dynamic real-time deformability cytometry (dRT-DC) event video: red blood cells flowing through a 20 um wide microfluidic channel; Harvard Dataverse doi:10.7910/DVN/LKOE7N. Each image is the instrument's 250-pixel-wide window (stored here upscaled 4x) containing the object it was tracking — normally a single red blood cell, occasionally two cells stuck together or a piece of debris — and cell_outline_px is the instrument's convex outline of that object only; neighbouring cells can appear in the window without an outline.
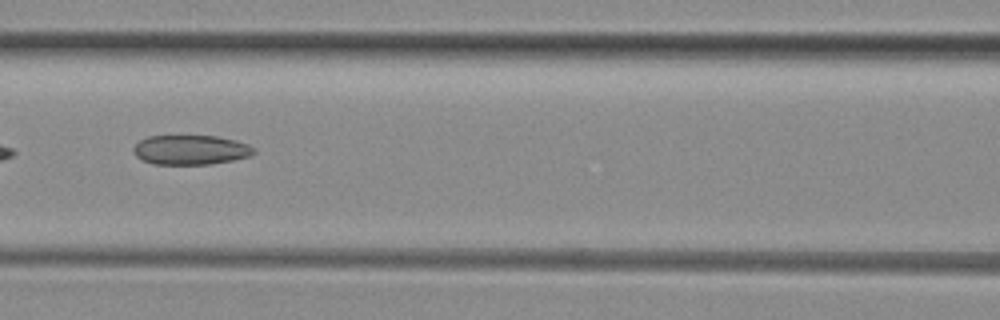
{"species": "common noctule bat (a hibernating species)", "species_latin": "Nyctalus noctula", "temperature_condition": "room temperature", "stored_images_in_passage": 5, "camera_frame_rate_fps": 3000, "um_per_image_px": 0.085, "animal": {"sex": "female", "body_mass_g": 29.2, "forearm_length_mm": 56.3}, "frame": {"image": 1, "passage_image": 3, "time_ms": 2.333, "image_size_px": [1000, 320], "cell_outline_px": [[256, 152], [248, 156], [232, 160], [208, 164], [152, 164], [136, 156], [132, 152], [132, 148], [140, 140], [148, 136], [216, 136], [236, 140], [248, 144], [256, 148]], "centroid_in_image_um": [16.2, 12.73], "position_along_channel_um": 150.4, "area_um2": 20.75}}
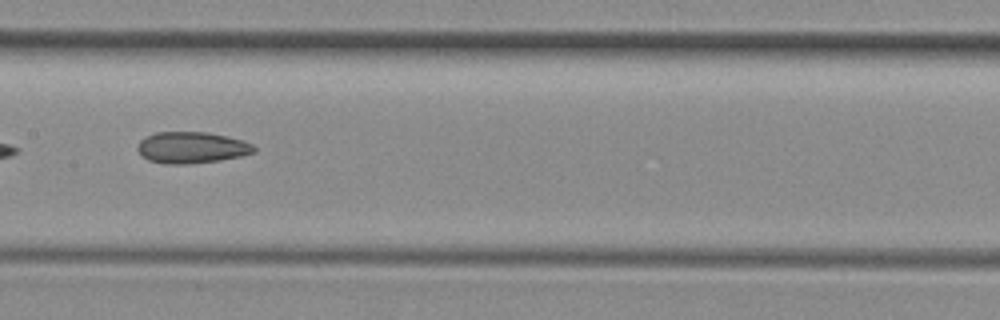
{"frame": {"image": 2, "passage_image": 4, "time_ms": 3.333, "image_size_px": [1000, 320], "cell_outline_px": [[256, 152], [240, 156], [220, 160], [188, 164], [164, 164], [148, 160], [136, 148], [140, 140], [156, 132], [204, 132], [244, 140], [252, 144], [256, 148]], "centroid_in_image_um": [16.3, 12.55], "position_along_channel_um": 191.1, "area_um2": 21.21}}
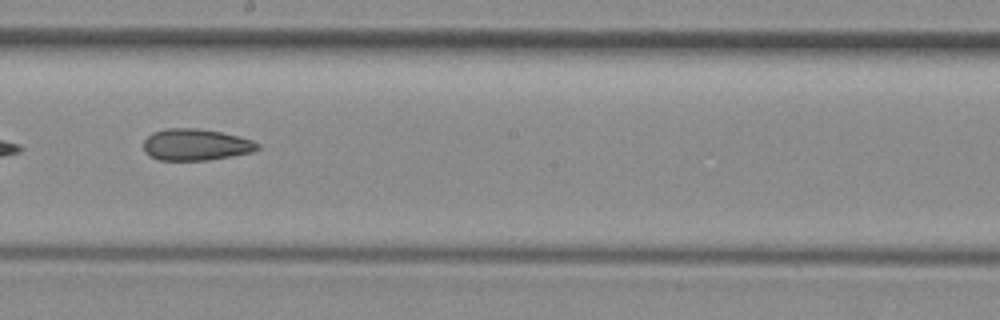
{"frame": {"image": 3, "passage_image": 5, "time_ms": 4.333, "image_size_px": [1000, 320], "cell_outline_px": [[260, 148], [252, 152], [232, 156], [208, 160], [160, 160], [152, 156], [144, 148], [144, 140], [152, 132], [168, 128], [196, 128], [220, 132], [252, 140], [260, 144]], "centroid_in_image_um": [16.66, 12.29], "position_along_channel_um": 231.5, "area_um2": 20.75}}